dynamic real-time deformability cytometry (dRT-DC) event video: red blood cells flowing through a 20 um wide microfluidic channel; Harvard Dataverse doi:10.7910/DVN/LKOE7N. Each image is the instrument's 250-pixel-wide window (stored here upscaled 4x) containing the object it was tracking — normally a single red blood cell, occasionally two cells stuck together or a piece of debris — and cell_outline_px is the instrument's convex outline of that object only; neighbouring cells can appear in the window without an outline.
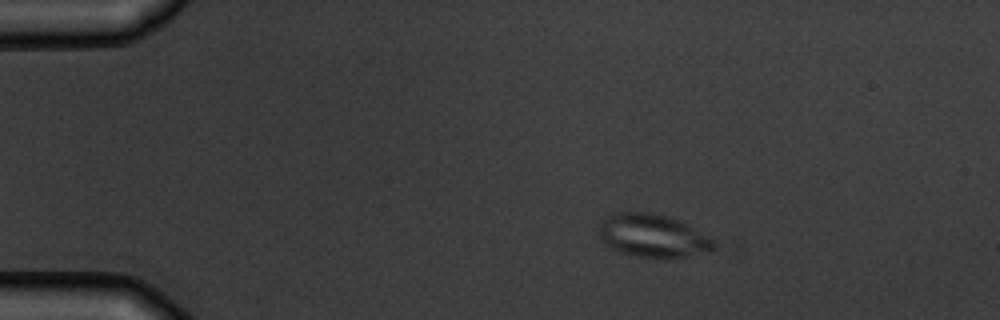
{"species": "common noctule bat (a hibernating species)", "species_latin": "Nyctalus noctula", "temperature_condition": "warm", "stored_images_in_passage": 4, "camera_frame_rate_fps": 3000, "um_per_image_px": 0.085, "animal": {"sex": "male", "body_mass_g": 19.5, "forearm_length_mm": 54.6}, "frame": {"image": 1, "passage_image": 2, "time_ms": 1.333, "image_size_px": [1000, 320], "cell_outline_px": [[716, 248], [688, 256], [636, 256], [620, 252], [612, 248], [596, 232], [596, 228], [604, 216], [612, 212], [648, 212], [668, 216], [688, 224], [716, 240]], "centroid_in_image_um": [55.45, 19.99], "position_along_channel_um": 29.6, "area_um2": 28.73}}